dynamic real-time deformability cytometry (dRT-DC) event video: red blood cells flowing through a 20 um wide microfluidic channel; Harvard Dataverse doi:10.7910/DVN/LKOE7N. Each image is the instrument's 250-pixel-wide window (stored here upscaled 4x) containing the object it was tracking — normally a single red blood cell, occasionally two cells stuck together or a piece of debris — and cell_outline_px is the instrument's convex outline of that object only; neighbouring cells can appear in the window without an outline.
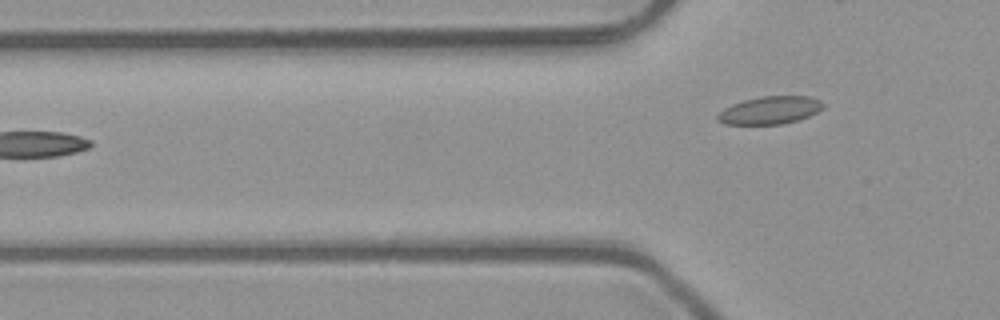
{"species": "common noctule bat (a hibernating species)", "species_latin": "Nyctalus noctula", "temperature_condition": "room temperature", "stored_images_in_passage": 8, "camera_frame_rate_fps": 3000, "um_per_image_px": 0.085, "animal": {"sex": "male", "body_mass_g": 23.1, "forearm_length_mm": 52.7}, "frame": {"image": 1, "passage_image": 8, "time_ms": 2.333, "image_size_px": [1000, 320], "cell_outline_px": [[824, 108], [808, 116], [796, 120], [780, 124], [724, 124], [716, 120], [716, 116], [724, 108], [732, 104], [744, 100], [760, 96], [812, 96], [820, 100], [824, 104]], "centroid_in_image_um": [65.44, 9.36], "position_along_channel_um": 60.4, "area_um2": 17.05}}